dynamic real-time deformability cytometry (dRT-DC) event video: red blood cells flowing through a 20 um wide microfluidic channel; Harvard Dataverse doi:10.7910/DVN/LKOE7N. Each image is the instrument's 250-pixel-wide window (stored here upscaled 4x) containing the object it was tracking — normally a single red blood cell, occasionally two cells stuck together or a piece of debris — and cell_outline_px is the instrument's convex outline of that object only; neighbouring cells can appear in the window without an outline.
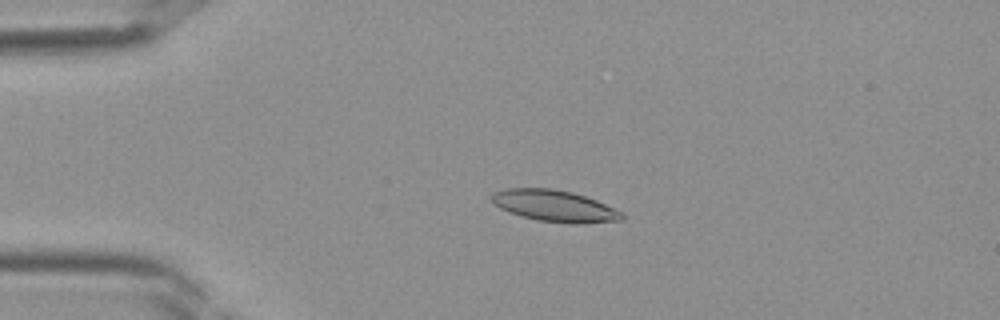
{"species": "Egyptian fruit bat (a non-hibernating species)", "species_latin": "Rousettus aegyptiacus", "temperature_condition": "room temperature", "stored_images_in_passage": 32, "camera_frame_rate_fps": 3000, "um_per_image_px": 0.085, "frame": {"image": 1, "passage_image": 2, "time_ms": 0.333, "image_size_px": [1000, 320], "cell_outline_px": [[624, 220], [576, 224], [536, 220], [500, 208], [492, 200], [492, 192], [508, 188], [552, 188], [572, 192], [596, 200], [620, 212], [624, 216]], "centroid_in_image_um": [47.14, 17.5], "position_along_channel_um": 37.9, "area_um2": 23.52}}
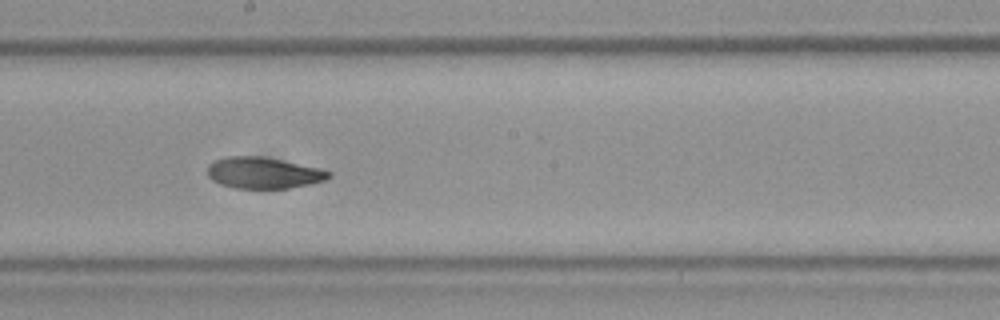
{"frame": {"image": 2, "passage_image": 15, "time_ms": 4.667, "image_size_px": [1000, 320], "cell_outline_px": [[332, 176], [324, 180], [308, 184], [288, 188], [236, 188], [220, 184], [212, 180], [208, 176], [208, 164], [216, 160], [228, 156], [260, 156], [320, 168], [332, 172]], "centroid_in_image_um": [22.38, 14.69], "position_along_channel_um": 225.8, "area_um2": 21.91}}
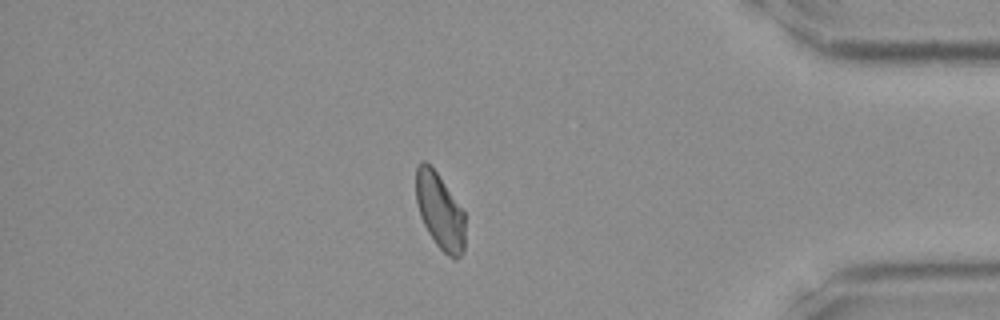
{"frame": {"image": 3, "passage_image": 27, "time_ms": 8.667, "image_size_px": [1000, 320], "cell_outline_px": [[464, 252], [456, 260], [452, 260], [436, 244], [428, 232], [420, 216], [416, 204], [416, 168], [420, 160], [424, 160], [436, 172], [464, 212]], "centroid_in_image_um": [37.37, 17.98], "position_along_channel_um": 397.8, "area_um2": 21.62}}